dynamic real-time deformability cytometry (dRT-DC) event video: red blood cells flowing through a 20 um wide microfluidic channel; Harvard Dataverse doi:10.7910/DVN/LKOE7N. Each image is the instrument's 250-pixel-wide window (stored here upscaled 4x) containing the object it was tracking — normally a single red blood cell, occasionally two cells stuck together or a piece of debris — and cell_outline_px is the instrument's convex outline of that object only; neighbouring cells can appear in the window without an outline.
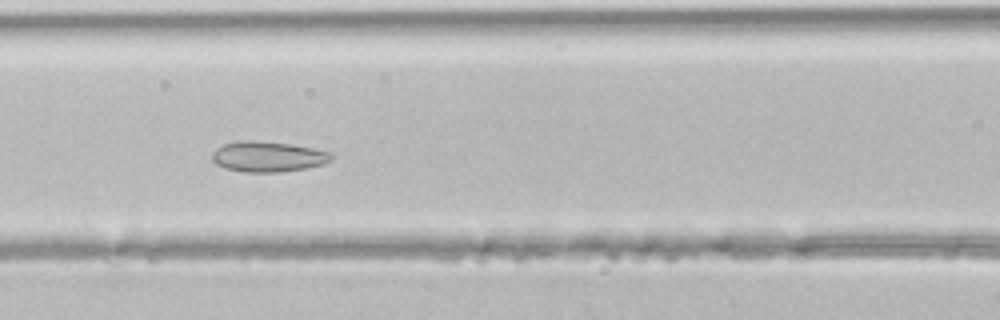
{"species": "common noctule bat (a hibernating species)", "species_latin": "Nyctalus noctula", "temperature_condition": "room temperature", "stored_images_in_passage": 38, "segment_of_instrument_passage": [1, 2], "camera_frame_rate_fps": 3000, "um_per_image_px": 0.085, "animal": {"sex": "male", "body_mass_g": 21.5, "forearm_length_mm": 52.0}, "frame": {"image": 1, "passage_image": 13, "time_ms": 4.0, "image_size_px": [1000, 320], "cell_outline_px": [[332, 160], [324, 164], [304, 168], [280, 172], [244, 172], [224, 168], [216, 164], [212, 160], [212, 152], [216, 148], [224, 144], [244, 140], [256, 140], [292, 144], [332, 152]], "centroid_in_image_um": [22.77, 13.31], "position_along_channel_um": 143.8, "area_um2": 21.27}}
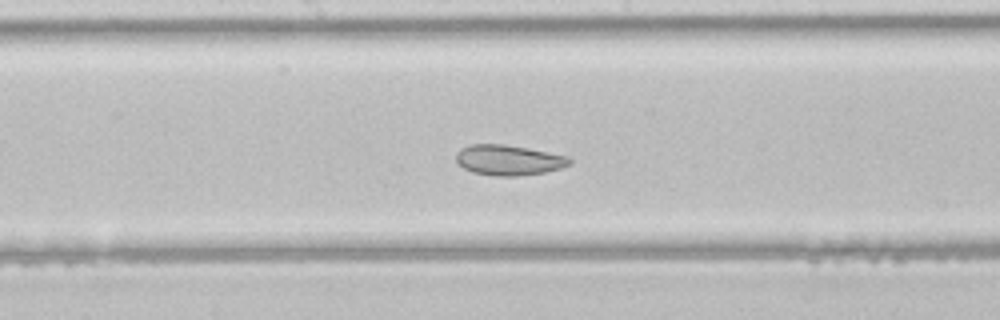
{"frame": {"image": 2, "passage_image": 17, "time_ms": 5.333, "image_size_px": [1000, 320], "cell_outline_px": [[572, 164], [560, 168], [544, 172], [516, 176], [496, 176], [472, 172], [464, 168], [456, 160], [456, 152], [460, 148], [468, 144], [504, 144], [568, 156], [572, 160]], "centroid_in_image_um": [43.21, 13.6], "position_along_channel_um": 205.0, "area_um2": 20.0}}
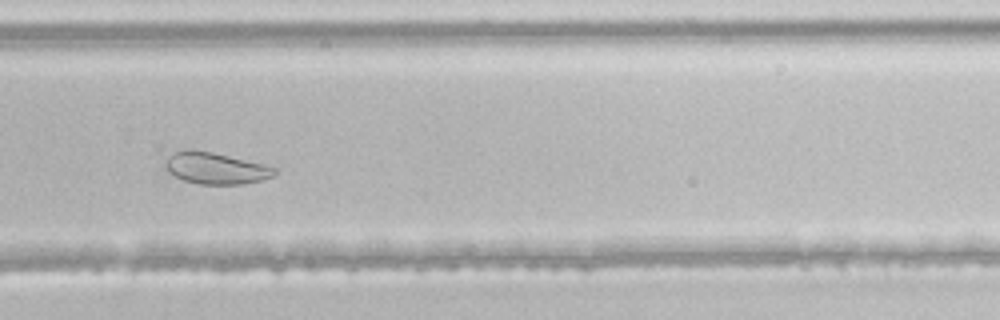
{"frame": {"image": 3, "passage_image": 24, "time_ms": 7.667, "image_size_px": [1000, 320], "cell_outline_px": [[280, 172], [264, 180], [244, 184], [200, 184], [184, 180], [168, 172], [168, 156], [176, 152], [212, 152], [264, 164], [280, 168]], "centroid_in_image_um": [18.5, 14.34], "position_along_channel_um": 311.3, "area_um2": 19.54}}